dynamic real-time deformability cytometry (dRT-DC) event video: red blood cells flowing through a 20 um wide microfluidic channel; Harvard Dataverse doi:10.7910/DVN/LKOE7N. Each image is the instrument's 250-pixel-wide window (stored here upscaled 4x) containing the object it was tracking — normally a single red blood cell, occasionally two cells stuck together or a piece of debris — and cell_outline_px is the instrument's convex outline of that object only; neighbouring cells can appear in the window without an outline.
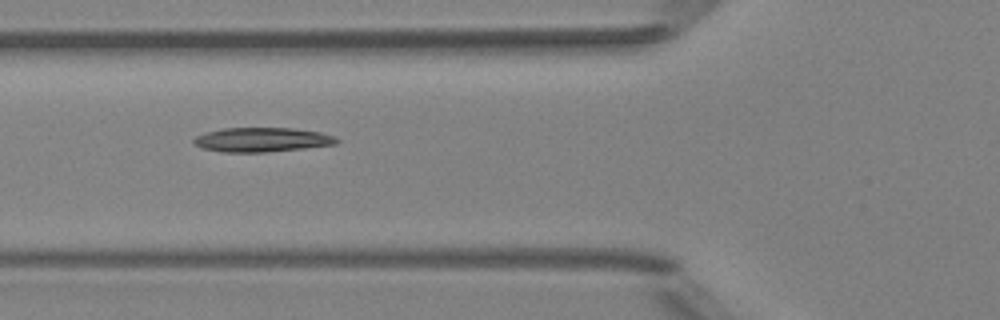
{"species": "Egyptian fruit bat (a non-hibernating species)", "species_latin": "Rousettus aegyptiacus", "temperature_condition": "room temperature", "stored_images_in_passage": 7, "camera_frame_rate_fps": 3000, "um_per_image_px": 0.085, "animal": {"sex": "female"}, "frame": {"image": 1, "passage_image": 3, "time_ms": 3.333, "image_size_px": [1000, 320], "cell_outline_px": [[340, 140], [336, 144], [304, 148], [268, 152], [220, 152], [204, 148], [192, 144], [192, 140], [196, 136], [204, 132], [224, 128], [292, 128], [320, 132], [336, 136]], "centroid_in_image_um": [22.25, 11.87], "position_along_channel_um": 103.5, "area_um2": 20.4}}
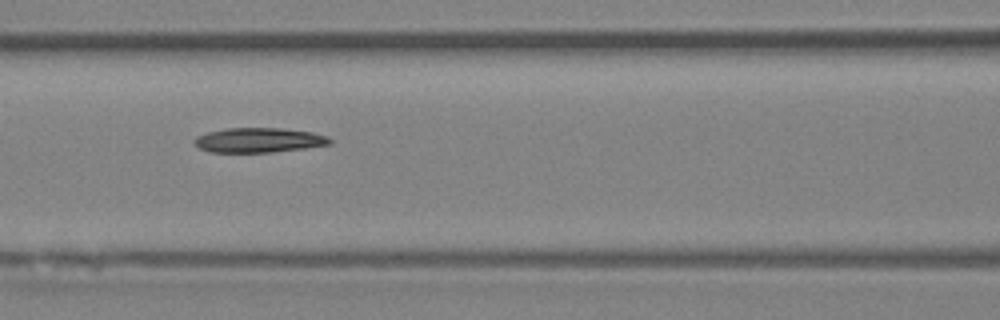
{"frame": {"image": 2, "passage_image": 4, "time_ms": 4.333, "image_size_px": [1000, 320], "cell_outline_px": [[332, 144], [304, 148], [268, 152], [208, 152], [200, 148], [192, 140], [196, 136], [208, 132], [228, 128], [284, 128], [312, 132], [328, 136], [332, 140]], "centroid_in_image_um": [22.01, 11.9], "position_along_channel_um": 144.6, "area_um2": 19.48}}
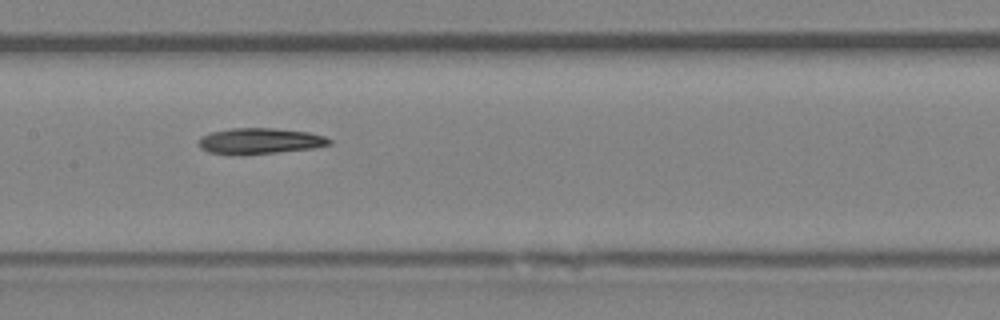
{"frame": {"image": 3, "passage_image": 5, "time_ms": 5.333, "image_size_px": [1000, 320], "cell_outline_px": [[332, 144], [312, 148], [244, 156], [208, 152], [200, 148], [200, 136], [212, 132], [232, 128], [276, 128], [308, 132], [324, 136], [332, 140]], "centroid_in_image_um": [22.09, 11.99], "position_along_channel_um": 185.3, "area_um2": 19.88}}